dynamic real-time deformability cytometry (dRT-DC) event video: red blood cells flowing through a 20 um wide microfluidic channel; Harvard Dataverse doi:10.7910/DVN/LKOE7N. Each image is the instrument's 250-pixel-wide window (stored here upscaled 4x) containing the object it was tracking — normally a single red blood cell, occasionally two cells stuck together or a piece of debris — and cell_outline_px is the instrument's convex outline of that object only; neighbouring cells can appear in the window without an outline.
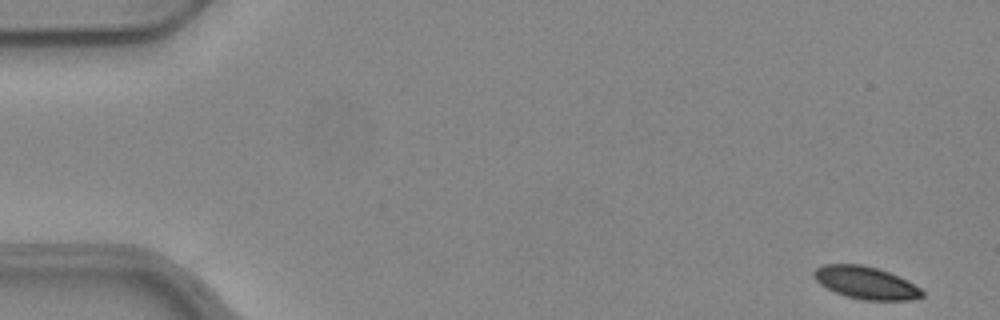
{"species": "common noctule bat (a hibernating species)", "species_latin": "Nyctalus noctula", "temperature_condition": "warm", "stored_images_in_passage": 52, "segment_of_instrument_passage": [1, 2], "camera_frame_rate_fps": 3000, "um_per_image_px": 0.085, "animal": {"sex": "female", "body_mass_g": 24.6, "forearm_length_mm": 56.2}, "frame": {"image": 1, "passage_image": 1, "time_ms": 0.0, "image_size_px": [1000, 320], "cell_outline_px": [[924, 296], [912, 300], [864, 300], [848, 296], [836, 292], [820, 284], [812, 276], [812, 272], [816, 268], [824, 264], [860, 264], [876, 268], [888, 272], [920, 288], [924, 292]], "centroid_in_image_um": [73.56, 24.03], "position_along_channel_um": 11.4, "area_um2": 20.17}}
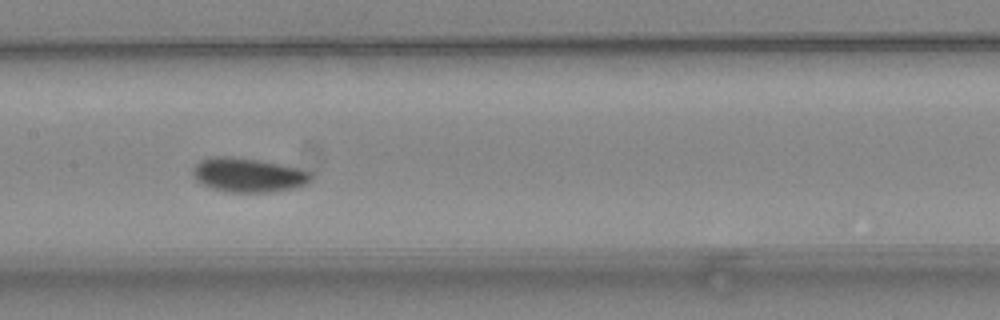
{"frame": {"image": 2, "passage_image": 25, "time_ms": 8.0, "image_size_px": [1000, 320], "cell_outline_px": [[312, 180], [296, 188], [268, 192], [228, 192], [212, 188], [200, 184], [192, 176], [192, 168], [200, 160], [212, 156], [232, 156], [280, 164], [312, 172]], "centroid_in_image_um": [21.06, 14.88], "position_along_channel_um": 186.3, "area_um2": 23.64}}
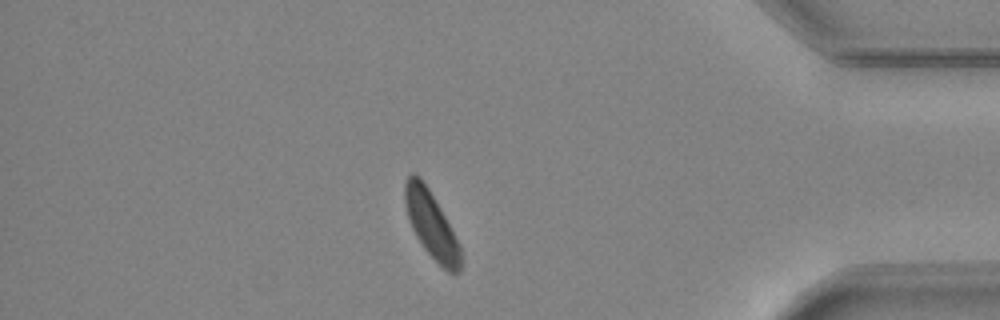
{"frame": {"image": 3, "passage_image": 44, "time_ms": 14.333, "image_size_px": [1000, 320], "cell_outline_px": [[460, 272], [448, 272], [424, 248], [416, 236], [412, 228], [408, 216], [404, 200], [404, 184], [408, 176], [412, 172], [420, 176], [428, 188], [440, 208], [460, 248]], "centroid_in_image_um": [36.61, 19.05], "position_along_channel_um": 398.6, "area_um2": 20.87}}